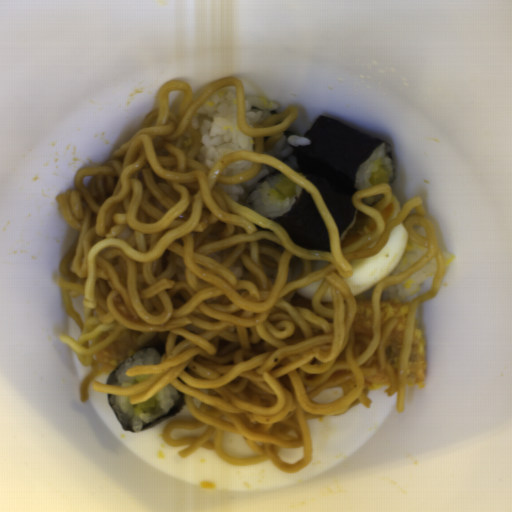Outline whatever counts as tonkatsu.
Returning a JSON list of instances; mask_svg holds the SVG:
<instances>
[{
  "instance_id": "d4beea91",
  "label": "tonkatsu",
  "mask_w": 512,
  "mask_h": 512,
  "mask_svg": "<svg viewBox=\"0 0 512 512\" xmlns=\"http://www.w3.org/2000/svg\"><path fill=\"white\" fill-rule=\"evenodd\" d=\"M379 304L381 332L389 319L396 318L394 327L385 339L384 349L386 361L392 366L394 375H397L410 303L402 300L392 302L381 298Z\"/></svg>"
},
{
  "instance_id": "3a3dc1c2",
  "label": "tonkatsu",
  "mask_w": 512,
  "mask_h": 512,
  "mask_svg": "<svg viewBox=\"0 0 512 512\" xmlns=\"http://www.w3.org/2000/svg\"><path fill=\"white\" fill-rule=\"evenodd\" d=\"M142 334L135 329H124L112 342L96 353L101 371L110 376L111 372L124 360L141 348L147 347L140 342Z\"/></svg>"
},
{
  "instance_id": "08166bc2",
  "label": "tonkatsu",
  "mask_w": 512,
  "mask_h": 512,
  "mask_svg": "<svg viewBox=\"0 0 512 512\" xmlns=\"http://www.w3.org/2000/svg\"><path fill=\"white\" fill-rule=\"evenodd\" d=\"M426 375L425 340L418 319L414 320L413 333L409 349L406 384H413L424 380Z\"/></svg>"
},
{
  "instance_id": "4b7f1978",
  "label": "tonkatsu",
  "mask_w": 512,
  "mask_h": 512,
  "mask_svg": "<svg viewBox=\"0 0 512 512\" xmlns=\"http://www.w3.org/2000/svg\"><path fill=\"white\" fill-rule=\"evenodd\" d=\"M352 333L373 338V316L371 298L356 299L355 315L352 323Z\"/></svg>"
}]
</instances>
